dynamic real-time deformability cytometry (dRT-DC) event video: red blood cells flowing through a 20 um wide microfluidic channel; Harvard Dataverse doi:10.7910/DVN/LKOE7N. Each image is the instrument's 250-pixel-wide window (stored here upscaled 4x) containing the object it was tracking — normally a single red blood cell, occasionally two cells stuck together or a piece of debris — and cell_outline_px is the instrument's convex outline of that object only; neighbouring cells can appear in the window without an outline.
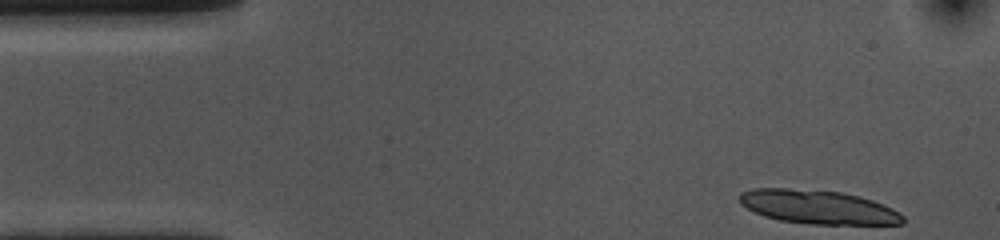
{"species": "common noctule bat (a hibernating species)", "species_latin": "Nyctalus noctula", "temperature_condition": "cold", "stored_images_in_passage": 19, "segment_of_instrument_passage": [1, 2], "camera_frame_rate_fps": 3000, "um_per_image_px": 0.085, "animal": {"sex": "female", "body_mass_g": 10.0, "forearm_length_mm": 53.1}, "frame": {"image": 1, "passage_image": 1, "time_ms": 0.0, "image_size_px": [1000, 240], "cell_outline_px": [[904, 224], [812, 224], [780, 220], [764, 216], [740, 204], [740, 192], [752, 188], [788, 188], [840, 192], [872, 200], [892, 208], [900, 212], [904, 216]], "centroid_in_image_um": [69.54, 17.6], "position_along_channel_um": 15.5, "area_um2": 31.96}}